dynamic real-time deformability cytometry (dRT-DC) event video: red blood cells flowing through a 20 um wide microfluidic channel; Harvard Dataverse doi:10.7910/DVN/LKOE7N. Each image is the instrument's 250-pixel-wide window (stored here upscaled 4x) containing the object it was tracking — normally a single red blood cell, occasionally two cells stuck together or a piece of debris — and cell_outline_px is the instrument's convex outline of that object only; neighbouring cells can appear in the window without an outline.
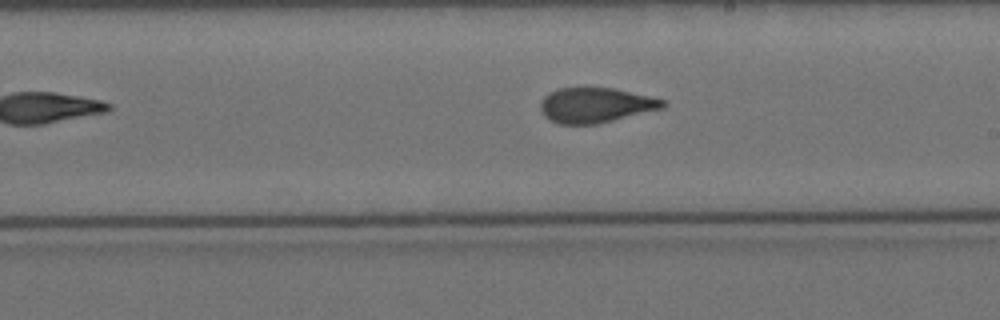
{"species": "Egyptian fruit bat (a non-hibernating species)", "species_latin": "Rousettus aegyptiacus", "temperature_condition": "cold", "stored_images_in_passage": 7, "camera_frame_rate_fps": 3000, "um_per_image_px": 0.085, "animal": {"sex": "female"}, "frame": {"image": 1, "passage_image": 7, "time_ms": 7.0, "image_size_px": [1000, 320], "cell_outline_px": [[664, 108], [596, 124], [560, 124], [552, 120], [540, 108], [540, 100], [548, 92], [556, 88], [616, 88], [664, 100]], "centroid_in_image_um": [50.61, 8.92], "position_along_channel_um": 238.4, "area_um2": 24.68}}